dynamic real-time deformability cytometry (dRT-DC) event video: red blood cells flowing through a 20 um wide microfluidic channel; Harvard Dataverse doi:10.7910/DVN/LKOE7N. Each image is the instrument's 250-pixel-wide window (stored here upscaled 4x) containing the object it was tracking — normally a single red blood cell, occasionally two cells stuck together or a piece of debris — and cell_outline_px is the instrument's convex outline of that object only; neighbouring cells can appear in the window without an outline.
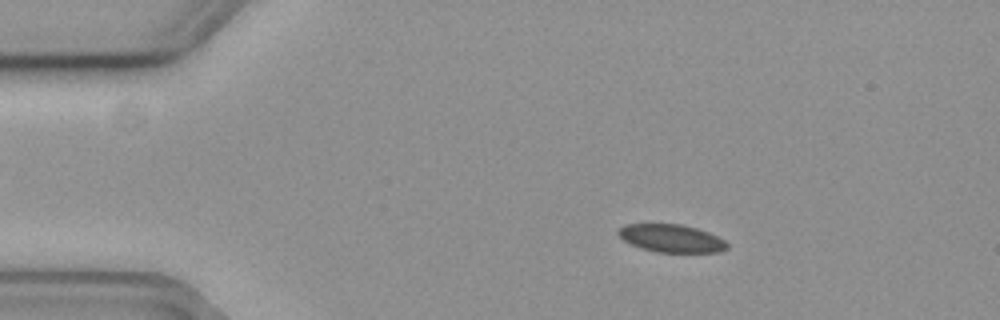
{"species": "common noctule bat (a hibernating species)", "species_latin": "Nyctalus noctula", "temperature_condition": "cold", "stored_images_in_passage": 48, "camera_frame_rate_fps": 3000, "um_per_image_px": 0.085, "animal": {"sex": "female", "body_mass_g": 19.3, "forearm_length_mm": 54.1}, "frame": {"image": 1, "passage_image": 1, "time_ms": 0.0, "image_size_px": [1000, 320], "cell_outline_px": [[728, 248], [720, 252], [656, 252], [640, 248], [624, 240], [616, 232], [624, 224], [680, 224], [696, 228], [708, 232], [724, 240], [728, 244]], "centroid_in_image_um": [57.06, 20.26], "position_along_channel_um": 27.9, "area_um2": 17.57}}
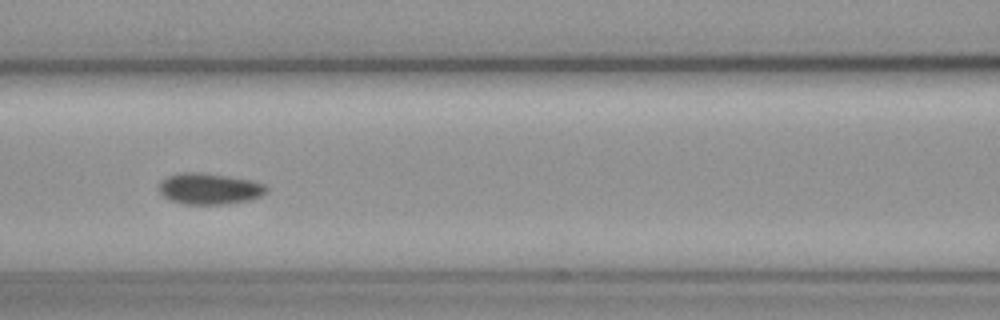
{"frame": {"image": 2, "passage_image": 16, "time_ms": 5.0, "image_size_px": [1000, 320], "cell_outline_px": [[268, 192], [260, 196], [248, 200], [224, 204], [184, 204], [172, 200], [164, 196], [156, 188], [160, 180], [168, 176], [180, 172], [200, 172], [228, 176], [248, 180], [264, 184], [268, 188]], "centroid_in_image_um": [17.75, 16.03], "position_along_channel_um": 148.8, "area_um2": 19.54}}
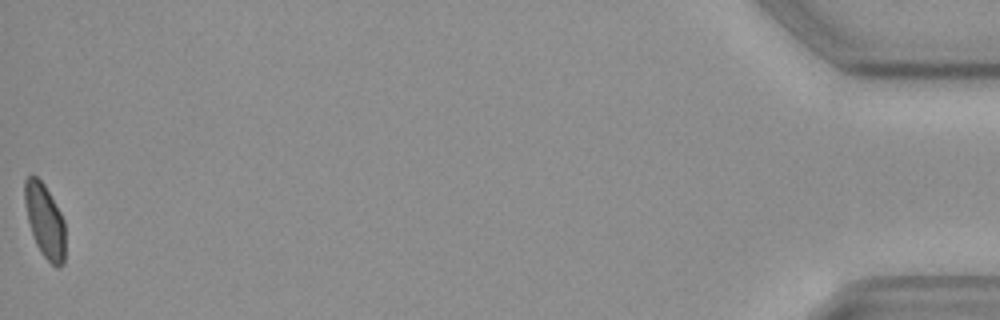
{"frame": {"image": 3, "passage_image": 48, "time_ms": 15.667, "image_size_px": [1000, 320], "cell_outline_px": [[64, 264], [60, 268], [56, 268], [40, 252], [36, 244], [28, 220], [24, 200], [24, 180], [28, 176], [36, 176], [44, 184], [60, 212], [64, 220]], "centroid_in_image_um": [3.81, 18.78], "position_along_channel_um": 431.4, "area_um2": 17.28}, "authors_computed_cell_mechanics": {"area_um2": 18.6405, "velocity_mm_per_s": 3.6563, "shape_relaxation_time_tau1_ms": null, "shape_relaxation_time_tau2_ms": 11.1276, "deformation_change_tau1": null, "deformation_change_tau2": 0.099}}